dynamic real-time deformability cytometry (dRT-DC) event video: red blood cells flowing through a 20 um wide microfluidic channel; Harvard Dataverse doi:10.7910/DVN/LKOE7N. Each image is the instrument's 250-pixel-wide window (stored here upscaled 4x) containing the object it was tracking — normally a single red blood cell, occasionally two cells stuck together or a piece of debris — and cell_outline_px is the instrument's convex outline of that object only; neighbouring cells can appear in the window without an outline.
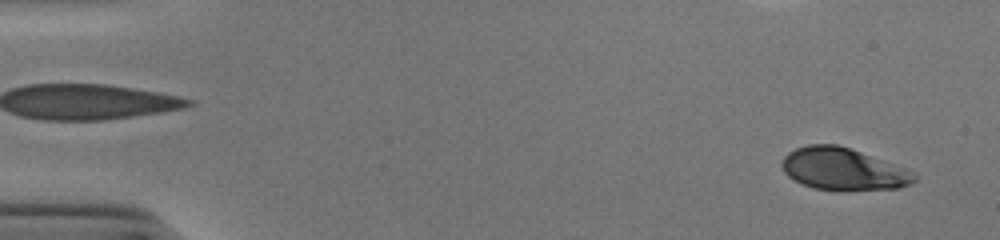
{"species": "human", "species_latin": "Homo sapiens", "temperature_condition": "cold", "stored_images_in_passage": 51, "camera_frame_rate_fps": 3000, "um_per_image_px": 0.085, "donor": {"sex": "male"}, "frame": {"image": 1, "passage_image": 2, "time_ms": 0.333, "image_size_px": [1000, 240], "cell_outline_px": [[916, 180], [912, 184], [896, 188], [840, 192], [816, 188], [804, 184], [788, 176], [784, 172], [780, 164], [784, 156], [788, 152], [796, 148], [808, 144], [836, 144], [860, 152], [904, 168], [912, 172], [916, 176]], "centroid_in_image_um": [71.64, 14.39], "position_along_channel_um": 13.4, "area_um2": 32.48}}
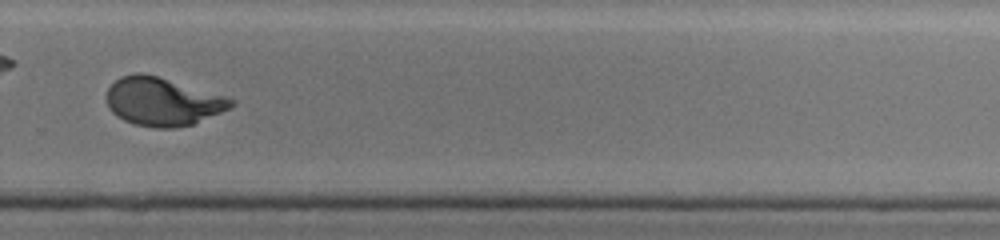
{"frame": {"image": 2, "passage_image": 36, "time_ms": 11.667, "image_size_px": [1000, 240], "cell_outline_px": [[236, 104], [232, 108], [192, 124], [172, 128], [156, 128], [136, 124], [124, 120], [116, 116], [108, 108], [104, 96], [108, 88], [120, 76], [136, 72], [140, 72], [156, 76], [224, 96], [236, 100]], "centroid_in_image_um": [13.78, 8.64], "position_along_channel_um": 316.0, "area_um2": 34.91}}
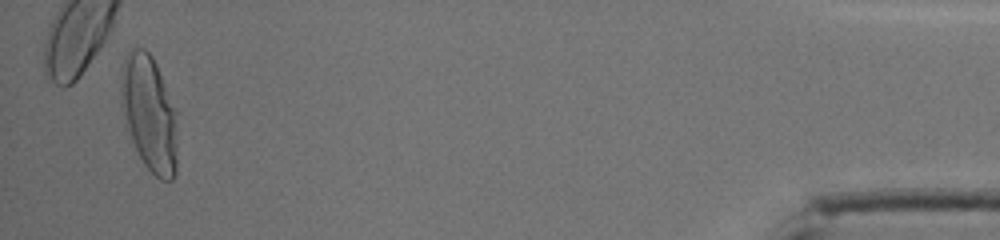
{"frame": {"image": 3, "passage_image": 50, "time_ms": 16.333, "image_size_px": [1000, 240], "cell_outline_px": [[180, 112], [176, 172], [172, 180], [160, 180], [144, 164], [124, 124], [120, 104], [120, 88], [124, 60], [128, 48], [144, 48], [152, 56]], "centroid_in_image_um": [12.74, 9.63], "position_along_channel_um": 422.5, "area_um2": 39.54}, "authors_computed_cell_mechanics": {"area_um2": 35.0846, "velocity_mm_per_s": 3.9062, "shape_relaxation_time_tau1_ms": 4.2829, "shape_relaxation_time_tau2_ms": null, "deformation_change_tau1": 0.1998, "deformation_change_tau2": null}}